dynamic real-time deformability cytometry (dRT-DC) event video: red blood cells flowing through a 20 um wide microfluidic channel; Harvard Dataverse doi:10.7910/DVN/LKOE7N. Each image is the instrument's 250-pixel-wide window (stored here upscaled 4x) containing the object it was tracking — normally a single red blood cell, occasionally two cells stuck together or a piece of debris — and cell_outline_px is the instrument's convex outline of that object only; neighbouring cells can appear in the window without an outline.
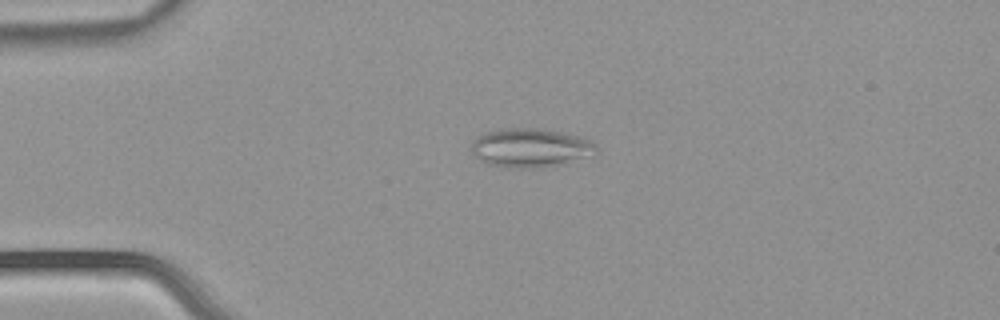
{"species": "common noctule bat (a hibernating species)", "species_latin": "Nyctalus noctula", "temperature_condition": "warm", "stored_images_in_passage": 48, "camera_frame_rate_fps": 3000, "um_per_image_px": 0.085, "animal": {"sex": "male", "body_mass_g": 21.5, "forearm_length_mm": 52.0}, "frame": {"image": 1, "passage_image": 8, "time_ms": 2.333, "image_size_px": [1000, 320], "cell_outline_px": [[600, 148], [592, 156], [564, 164], [544, 168], [512, 168], [488, 164], [472, 156], [472, 140], [476, 136], [484, 132], [504, 128], [536, 128], [560, 132], [576, 136], [588, 140], [596, 144]], "centroid_in_image_um": [45.08, 12.58], "position_along_channel_um": 39.9, "area_um2": 28.73}}
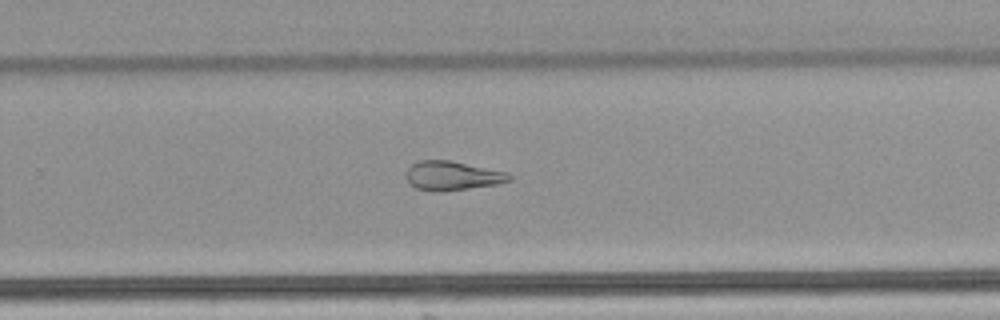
{"frame": {"image": 2, "passage_image": 30, "time_ms": 9.667, "image_size_px": [1000, 320], "cell_outline_px": [[512, 180], [496, 184], [440, 192], [436, 192], [416, 188], [408, 184], [404, 176], [404, 172], [412, 164], [420, 160], [448, 160], [508, 172], [512, 176]], "centroid_in_image_um": [38.39, 14.94], "position_along_channel_um": 291.4, "area_um2": 17.63}}
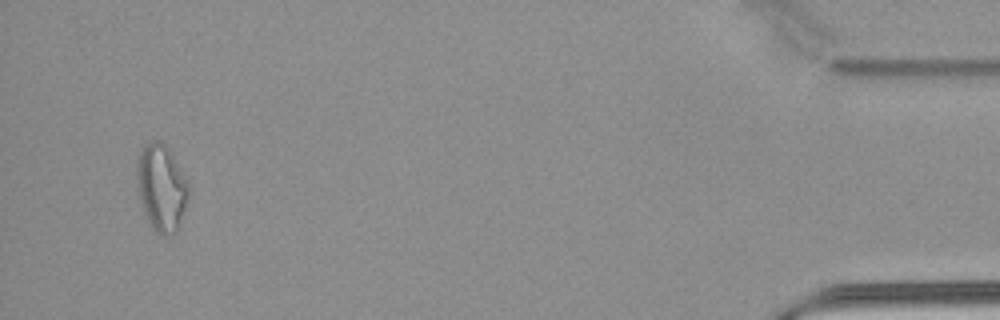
{"frame": {"image": 3, "passage_image": 46, "time_ms": 15.0, "image_size_px": [1000, 320], "cell_outline_px": [[192, 192], [176, 232], [164, 236], [156, 232], [152, 228], [144, 212], [140, 200], [136, 184], [136, 160], [144, 144], [152, 140], [160, 140], [168, 148], [188, 180]], "centroid_in_image_um": [13.73, 15.93], "position_along_channel_um": 421.5, "area_um2": 26.7}, "authors_computed_cell_mechanics": {"area_um2": 21.5594, "velocity_mm_per_s": 3.8929, "shape_relaxation_time_tau1_ms": null, "shape_relaxation_time_tau2_ms": 3.5996, "deformation_change_tau1": null, "deformation_change_tau2": 0.1279}}